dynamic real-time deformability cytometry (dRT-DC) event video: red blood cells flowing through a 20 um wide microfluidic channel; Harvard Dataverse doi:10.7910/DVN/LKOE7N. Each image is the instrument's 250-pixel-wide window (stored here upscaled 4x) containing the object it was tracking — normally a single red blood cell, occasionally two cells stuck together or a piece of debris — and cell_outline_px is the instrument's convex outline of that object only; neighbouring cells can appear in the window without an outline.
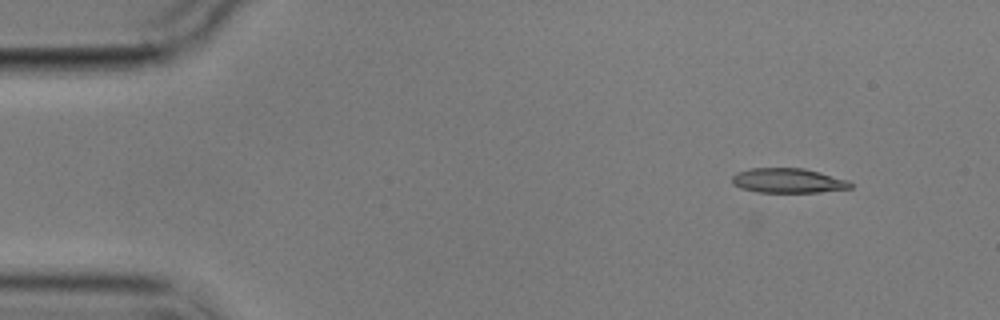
{"species": "common noctule bat (a hibernating species)", "species_latin": "Nyctalus noctula", "temperature_condition": "cold", "stored_images_in_passage": 5, "camera_frame_rate_fps": 3000, "um_per_image_px": 0.085, "animal": {"sex": "male", "body_mass_g": 17.9}, "frame": {"image": 1, "passage_image": 1, "time_ms": 0.0, "image_size_px": [1000, 320], "cell_outline_px": [[852, 188], [820, 192], [756, 192], [740, 188], [732, 184], [732, 176], [736, 172], [748, 168], [804, 168], [820, 172], [848, 180], [852, 184]], "centroid_in_image_um": [66.95, 15.35], "position_along_channel_um": 18.0, "area_um2": 17.17}}
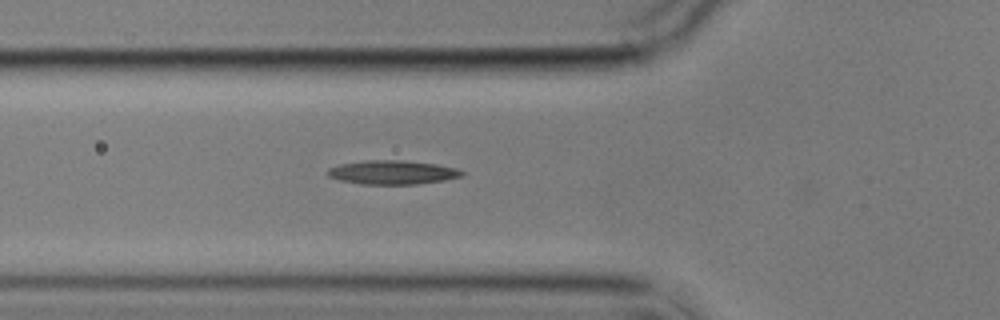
{"frame": {"image": 2, "passage_image": 5, "time_ms": 4.667, "image_size_px": [1000, 320], "cell_outline_px": [[464, 176], [444, 180], [416, 184], [360, 184], [340, 180], [328, 176], [328, 168], [340, 164], [364, 160], [404, 160], [436, 164], [456, 168], [464, 172]], "centroid_in_image_um": [33.36, 14.64], "position_along_channel_um": 92.4, "area_um2": 18.73}}